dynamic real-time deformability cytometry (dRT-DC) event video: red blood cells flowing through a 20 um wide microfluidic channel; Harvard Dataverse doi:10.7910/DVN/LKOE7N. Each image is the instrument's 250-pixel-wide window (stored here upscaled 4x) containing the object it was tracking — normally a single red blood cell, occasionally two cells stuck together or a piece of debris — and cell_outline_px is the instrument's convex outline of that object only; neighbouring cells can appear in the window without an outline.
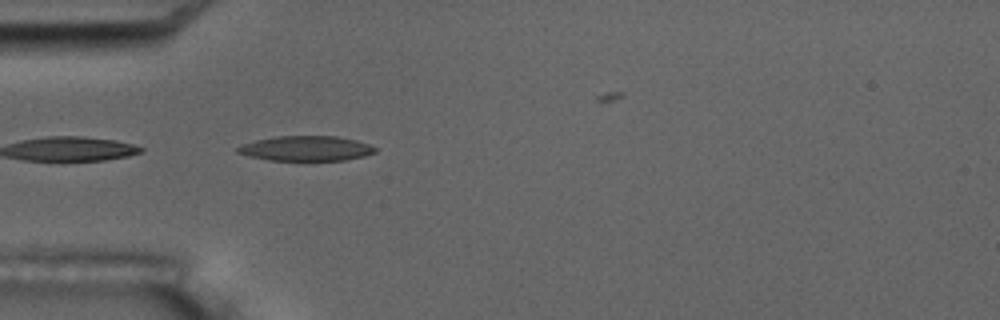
{"species": "common noctule bat (a hibernating species)", "species_latin": "Nyctalus noctula", "temperature_condition": "room temperature", "stored_images_in_passage": 5, "camera_frame_rate_fps": 3000, "um_per_image_px": 0.085, "animal": {"sex": "male", "body_mass_g": 17.5, "forearm_length_mm": 52.3}, "frame": {"image": 1, "passage_image": 5, "time_ms": 4.667, "image_size_px": [1000, 320], "cell_outline_px": [[376, 152], [364, 156], [344, 160], [268, 160], [248, 156], [236, 152], [236, 148], [240, 144], [272, 136], [336, 136], [356, 140], [368, 144], [376, 148]], "centroid_in_image_um": [25.97, 12.61], "position_along_channel_um": 59.0, "area_um2": 20.06}}